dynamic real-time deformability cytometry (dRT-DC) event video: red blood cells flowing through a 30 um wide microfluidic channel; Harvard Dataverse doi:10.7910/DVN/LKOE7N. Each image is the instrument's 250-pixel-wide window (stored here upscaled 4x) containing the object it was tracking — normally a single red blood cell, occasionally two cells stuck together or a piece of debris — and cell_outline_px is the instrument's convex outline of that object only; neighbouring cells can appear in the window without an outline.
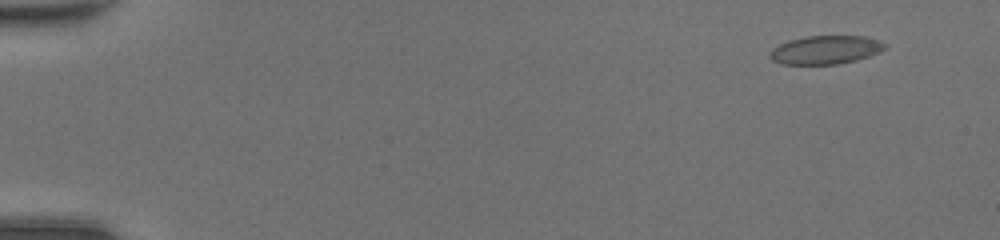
{"species": "common noctule bat (a hibernating species)", "species_latin": "Nyctalus noctula", "temperature_condition": "room temperature", "stored_images_in_passage": 48, "camera_frame_rate_fps": 3000, "um_per_image_px": 0.085, "animal": {"sex": "female", "body_mass_g": 20.0, "forearm_length_mm": 54.0}, "frame": {"image": 1, "passage_image": 4, "time_ms": 1.0, "image_size_px": [1000, 240], "cell_outline_px": [[888, 44], [880, 52], [856, 60], [836, 64], [780, 64], [772, 60], [768, 56], [768, 52], [772, 48], [788, 40], [804, 36], [864, 36], [880, 40]], "centroid_in_image_um": [70.14, 4.23], "position_along_channel_um": 14.9, "area_um2": 19.25}}
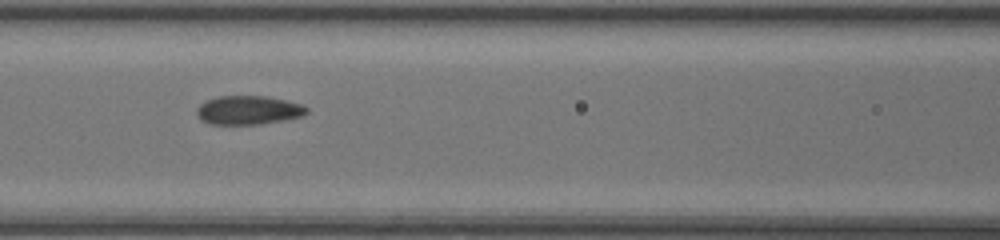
{"frame": {"image": 2, "passage_image": 23, "time_ms": 7.333, "image_size_px": [1000, 240], "cell_outline_px": [[308, 112], [304, 116], [284, 120], [260, 124], [208, 124], [200, 120], [196, 112], [196, 108], [200, 104], [216, 96], [268, 96], [304, 104], [308, 108]], "centroid_in_image_um": [21.13, 9.36], "position_along_channel_um": 145.5, "area_um2": 18.73}}
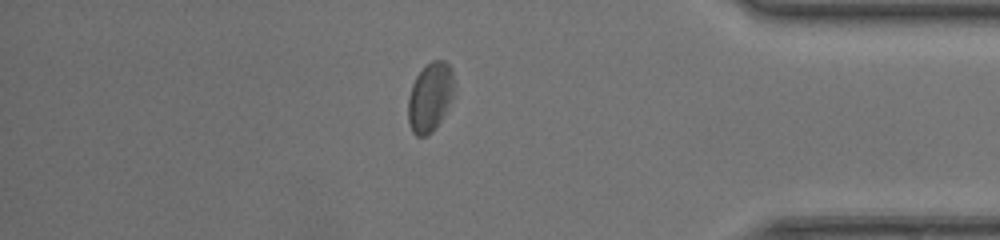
{"frame": {"image": 3, "passage_image": 42, "time_ms": 13.667, "image_size_px": [1000, 240], "cell_outline_px": [[456, 92], [452, 100], [436, 128], [428, 136], [416, 136], [412, 132], [408, 120], [408, 96], [412, 84], [416, 76], [432, 60], [444, 60], [452, 68], [456, 88]], "centroid_in_image_um": [36.59, 8.26], "position_along_channel_um": 398.6, "area_um2": 18.96}, "authors_computed_cell_mechanics": {"area_um2": 18.9584, "velocity_mm_per_s": 4.3902, "shape_relaxation_time_tau1_ms": 3.9507, "shape_relaxation_time_tau2_ms": 1.4874, "deformation_change_tau1": 0.0941, "deformation_change_tau2": 0.0549}}